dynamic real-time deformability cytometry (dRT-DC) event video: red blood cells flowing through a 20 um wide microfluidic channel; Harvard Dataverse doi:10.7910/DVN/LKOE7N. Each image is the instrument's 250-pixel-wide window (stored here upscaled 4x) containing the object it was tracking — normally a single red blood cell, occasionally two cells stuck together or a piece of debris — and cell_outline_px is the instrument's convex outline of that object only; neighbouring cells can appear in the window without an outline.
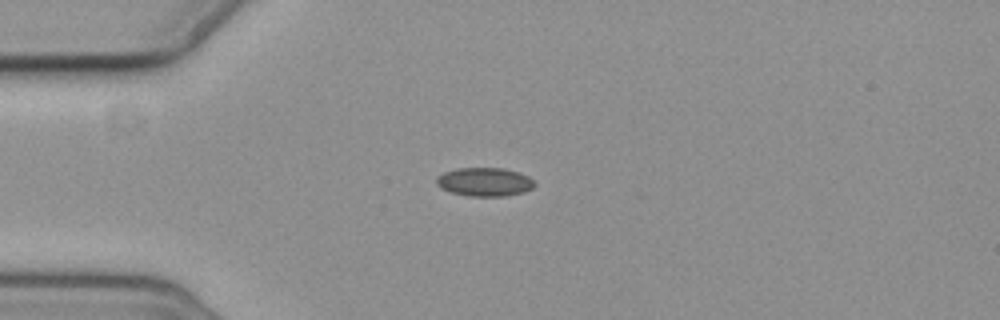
{"species": "common noctule bat (a hibernating species)", "species_latin": "Nyctalus noctula", "temperature_condition": "cold", "stored_images_in_passage": 3, "camera_frame_rate_fps": 3000, "um_per_image_px": 0.085, "animal": {"sex": "female", "body_mass_g": 19.3, "forearm_length_mm": 54.1}, "frame": {"image": 1, "passage_image": 1, "time_ms": 0.0, "image_size_px": [1000, 320], "cell_outline_px": [[536, 184], [532, 188], [524, 192], [504, 196], [468, 196], [452, 192], [440, 188], [436, 184], [436, 176], [444, 172], [456, 168], [504, 168], [520, 172], [528, 176]], "centroid_in_image_um": [41.18, 15.45], "position_along_channel_um": 43.8, "area_um2": 16.47}}
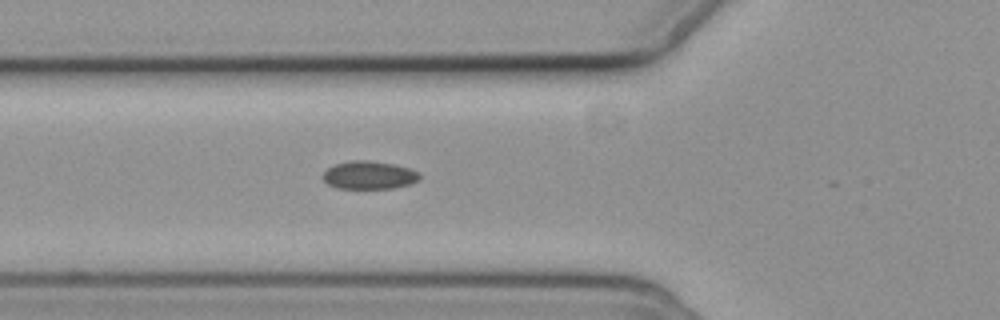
{"frame": {"image": 2, "passage_image": 3, "time_ms": 2.0, "image_size_px": [1000, 320], "cell_outline_px": [[420, 180], [408, 184], [392, 188], [336, 188], [328, 184], [320, 176], [328, 168], [336, 164], [352, 160], [368, 160], [396, 164], [420, 172]], "centroid_in_image_um": [31.37, 14.88], "position_along_channel_um": 94.4, "area_um2": 15.84}}